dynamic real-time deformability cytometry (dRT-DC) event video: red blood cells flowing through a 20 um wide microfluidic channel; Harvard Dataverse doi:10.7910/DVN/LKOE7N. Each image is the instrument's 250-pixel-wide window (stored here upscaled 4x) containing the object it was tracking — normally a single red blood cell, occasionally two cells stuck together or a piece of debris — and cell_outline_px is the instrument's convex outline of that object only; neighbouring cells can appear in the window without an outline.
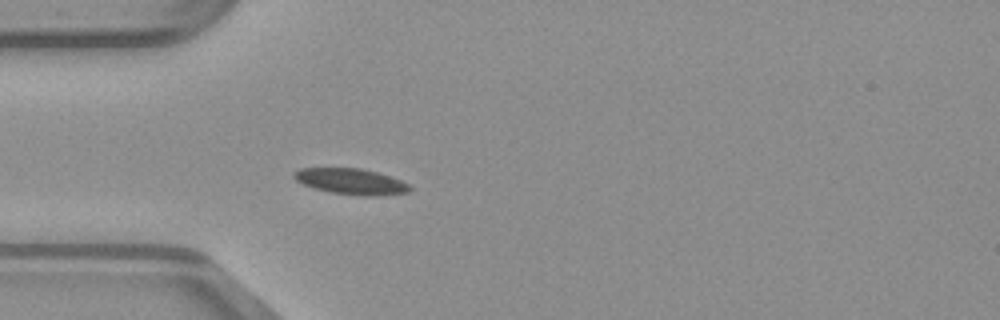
{"species": "common noctule bat (a hibernating species)", "species_latin": "Nyctalus noctula", "temperature_condition": "warm", "stored_images_in_passage": 36, "camera_frame_rate_fps": 3000, "um_per_image_px": 0.085, "animal": {"sex": "male", "body_mass_g": 23.1, "forearm_length_mm": 52.7}, "frame": {"image": 1, "passage_image": 1, "time_ms": 0.0, "image_size_px": [1000, 320], "cell_outline_px": [[412, 188], [408, 192], [384, 196], [364, 196], [332, 192], [316, 188], [304, 184], [296, 180], [292, 176], [292, 172], [300, 168], [360, 168], [376, 172], [400, 180], [408, 184]], "centroid_in_image_um": [29.84, 15.42], "position_along_channel_um": 55.2, "area_um2": 17.34}}
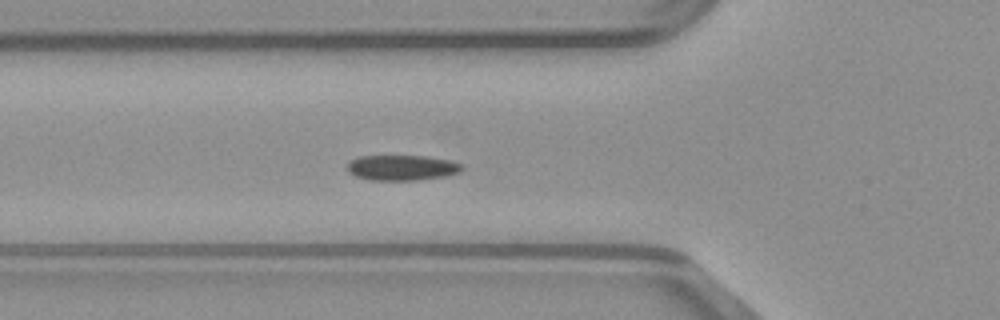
{"frame": {"image": 2, "passage_image": 4, "time_ms": 1.0, "image_size_px": [1000, 320], "cell_outline_px": [[464, 168], [460, 172], [448, 176], [416, 180], [372, 180], [356, 176], [348, 172], [348, 160], [360, 156], [428, 156], [448, 160], [464, 164]], "centroid_in_image_um": [34.2, 14.25], "position_along_channel_um": 91.6, "area_um2": 17.11}}
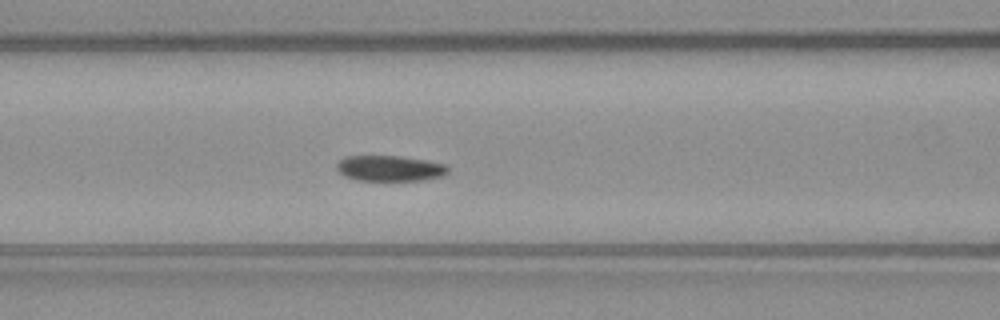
{"frame": {"image": 3, "passage_image": 7, "time_ms": 2.0, "image_size_px": [1000, 320], "cell_outline_px": [[448, 172], [444, 176], [424, 180], [356, 180], [344, 176], [336, 168], [336, 164], [344, 156], [400, 156], [428, 160], [444, 164], [448, 168]], "centroid_in_image_um": [33.14, 14.3], "position_along_channel_um": 133.5, "area_um2": 16.7}}